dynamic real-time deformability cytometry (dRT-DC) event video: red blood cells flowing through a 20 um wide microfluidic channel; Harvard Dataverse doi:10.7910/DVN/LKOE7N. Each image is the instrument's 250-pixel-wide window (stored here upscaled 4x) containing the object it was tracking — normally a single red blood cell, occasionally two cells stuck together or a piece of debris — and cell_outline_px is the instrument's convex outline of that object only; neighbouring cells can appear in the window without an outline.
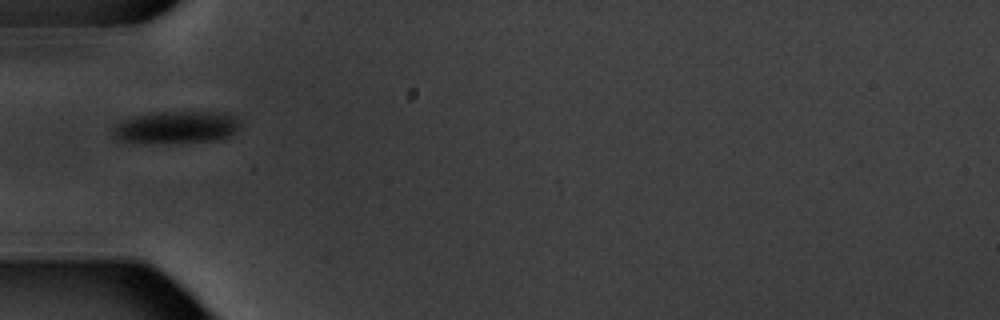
{"species": "common noctule bat (a hibernating species)", "species_latin": "Nyctalus noctula", "temperature_condition": "warm", "stored_images_in_passage": 7, "camera_frame_rate_fps": 3000, "um_per_image_px": 0.085, "animal": {"sex": "male", "body_mass_g": 20.1, "forearm_length_mm": 53.5}, "frame": {"image": 1, "passage_image": 6, "time_ms": 6.0, "image_size_px": [1000, 320], "cell_outline_px": [[240, 124], [236, 132], [228, 136], [216, 140], [120, 140], [112, 132], [112, 128], [120, 120], [136, 116], [160, 112], [224, 112], [236, 116]], "centroid_in_image_um": [15.06, 10.75], "position_along_channel_um": 69.9, "area_um2": 22.66}}
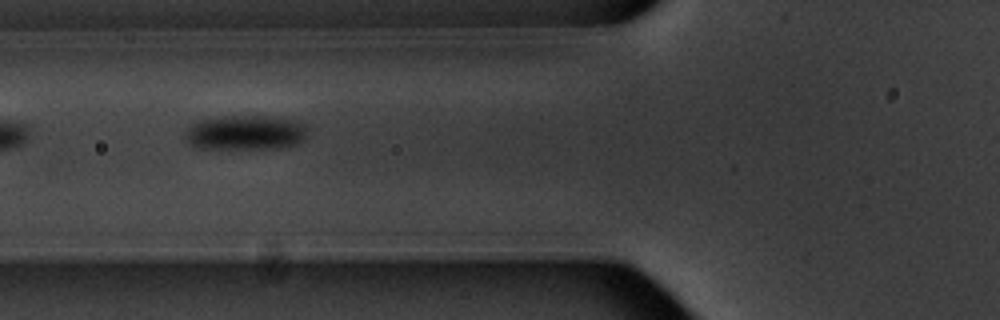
{"frame": {"image": 2, "passage_image": 7, "time_ms": 7.0, "image_size_px": [1000, 320], "cell_outline_px": [[308, 136], [300, 144], [288, 148], [200, 148], [188, 144], [184, 136], [188, 128], [192, 124], [200, 120], [224, 116], [272, 116], [296, 120], [304, 124]], "centroid_in_image_um": [20.92, 11.27], "position_along_channel_um": 104.9, "area_um2": 25.09}}